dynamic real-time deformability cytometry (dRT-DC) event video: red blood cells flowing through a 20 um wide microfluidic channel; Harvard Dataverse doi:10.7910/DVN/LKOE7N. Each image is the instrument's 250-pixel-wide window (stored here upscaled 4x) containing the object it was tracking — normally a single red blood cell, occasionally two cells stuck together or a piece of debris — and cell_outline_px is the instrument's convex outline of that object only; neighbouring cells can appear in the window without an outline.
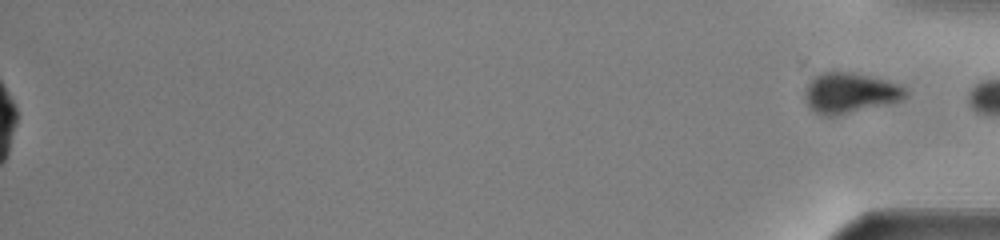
{"species": "common noctule bat (a hibernating species)", "species_latin": "Nyctalus noctula", "temperature_condition": "warm", "stored_images_in_passage": 40, "segment_of_instrument_passage": [2, 2], "camera_frame_rate_fps": 3000, "um_per_image_px": 0.085, "animal": {"sex": "male", "body_mass_g": 13.0, "forearm_length_mm": 53.1}, "frame": {"image": 1, "passage_image": 40, "time_ms": 13.0, "image_size_px": [1000, 240], "cell_outline_px": [[908, 92], [900, 100], [884, 104], [832, 116], [820, 116], [808, 108], [804, 100], [804, 92], [808, 84], [816, 76], [824, 72], [852, 72], [888, 80], [900, 84]], "centroid_in_image_um": [72.19, 7.9], "position_along_channel_um": 363.0, "area_um2": 23.47}}